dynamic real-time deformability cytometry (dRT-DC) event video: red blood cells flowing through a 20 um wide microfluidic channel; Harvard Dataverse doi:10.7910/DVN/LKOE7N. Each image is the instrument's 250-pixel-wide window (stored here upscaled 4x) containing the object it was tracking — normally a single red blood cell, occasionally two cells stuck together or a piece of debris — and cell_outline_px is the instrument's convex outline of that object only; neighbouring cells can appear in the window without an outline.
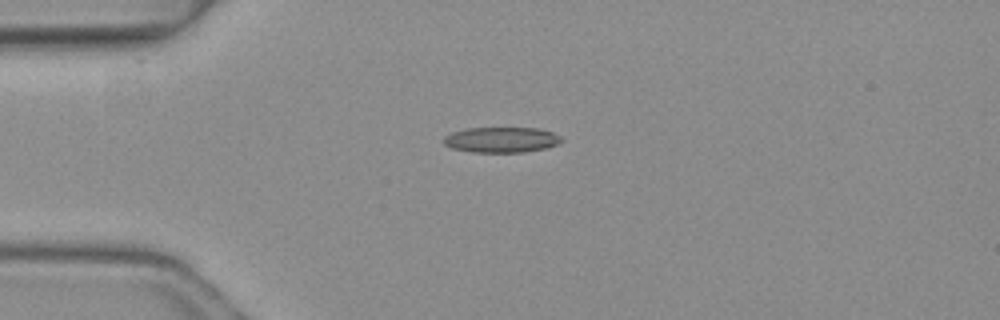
{"species": "common noctule bat (a hibernating species)", "species_latin": "Nyctalus noctula", "temperature_condition": "warm", "stored_images_in_passage": 3, "camera_frame_rate_fps": 3000, "um_per_image_px": 0.085, "animal": {"sex": "female", "body_mass_g": 19.3, "forearm_length_mm": 54.1}, "frame": {"image": 1, "passage_image": 1, "time_ms": 0.0, "image_size_px": [1000, 320], "cell_outline_px": [[564, 140], [556, 144], [544, 148], [524, 152], [472, 152], [452, 148], [444, 144], [444, 136], [452, 132], [464, 128], [540, 128], [552, 132], [560, 136]], "centroid_in_image_um": [42.6, 11.87], "position_along_channel_um": 42.4, "area_um2": 17.46}}
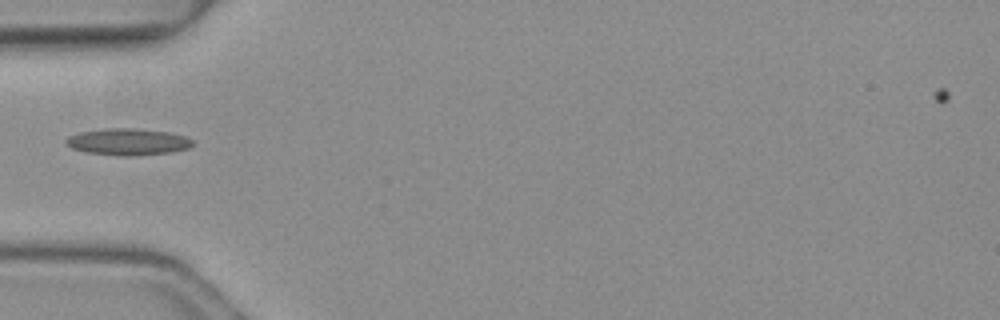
{"frame": {"image": 2, "passage_image": 2, "time_ms": 0.333, "image_size_px": [1000, 320], "cell_outline_px": [[192, 144], [188, 148], [172, 152], [136, 156], [120, 156], [84, 152], [72, 148], [64, 144], [64, 140], [68, 136], [80, 132], [104, 128], [136, 128], [168, 132], [184, 136], [192, 140]], "centroid_in_image_um": [10.81, 12.06], "position_along_channel_um": 74.2, "area_um2": 19.88}}
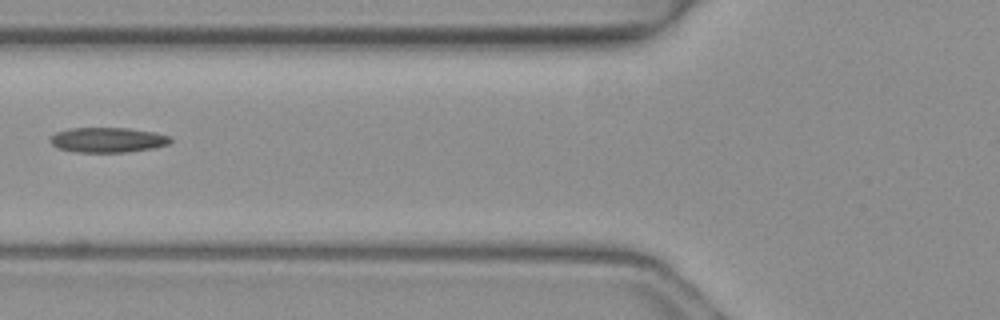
{"frame": {"image": 3, "passage_image": 3, "time_ms": 0.667, "image_size_px": [1000, 320], "cell_outline_px": [[172, 140], [168, 144], [152, 148], [124, 152], [76, 152], [56, 148], [48, 140], [56, 132], [68, 128], [128, 128], [156, 132], [168, 136]], "centroid_in_image_um": [9.11, 11.89], "position_along_channel_um": 116.7, "area_um2": 17.51}}